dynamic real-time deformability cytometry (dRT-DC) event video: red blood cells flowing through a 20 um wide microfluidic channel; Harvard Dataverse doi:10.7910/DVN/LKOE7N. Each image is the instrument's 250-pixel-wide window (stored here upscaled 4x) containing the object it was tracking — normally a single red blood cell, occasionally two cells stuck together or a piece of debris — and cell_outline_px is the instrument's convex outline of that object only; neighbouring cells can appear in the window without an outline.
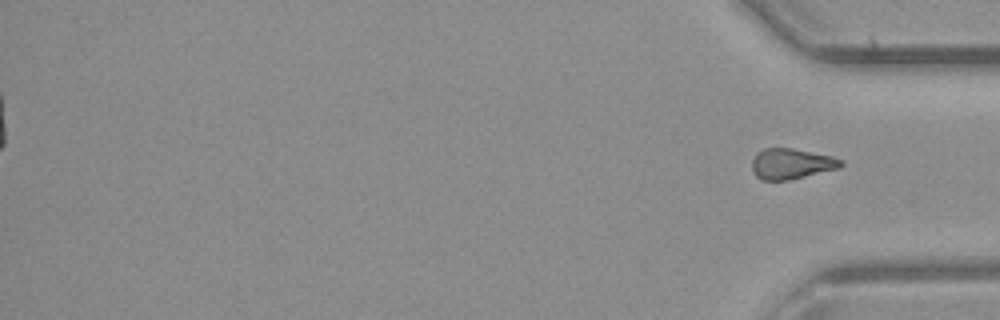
{"species": "common noctule bat (a hibernating species)", "species_latin": "Nyctalus noctula", "temperature_condition": "room temperature", "stored_images_in_passage": 31, "segment_of_instrument_passage": [2, 2], "camera_frame_rate_fps": 3000, "um_per_image_px": 0.085, "animal": {"sex": "male", "body_mass_g": 23.1, "forearm_length_mm": 52.7}, "frame": {"image": 1, "passage_image": 31, "time_ms": 10.0, "image_size_px": [1000, 320], "cell_outline_px": [[844, 164], [840, 168], [788, 180], [760, 180], [756, 176], [752, 168], [752, 160], [756, 152], [764, 148], [792, 148], [832, 156], [844, 160]], "centroid_in_image_um": [67.27, 13.91], "position_along_channel_um": 367.9, "area_um2": 15.95}}